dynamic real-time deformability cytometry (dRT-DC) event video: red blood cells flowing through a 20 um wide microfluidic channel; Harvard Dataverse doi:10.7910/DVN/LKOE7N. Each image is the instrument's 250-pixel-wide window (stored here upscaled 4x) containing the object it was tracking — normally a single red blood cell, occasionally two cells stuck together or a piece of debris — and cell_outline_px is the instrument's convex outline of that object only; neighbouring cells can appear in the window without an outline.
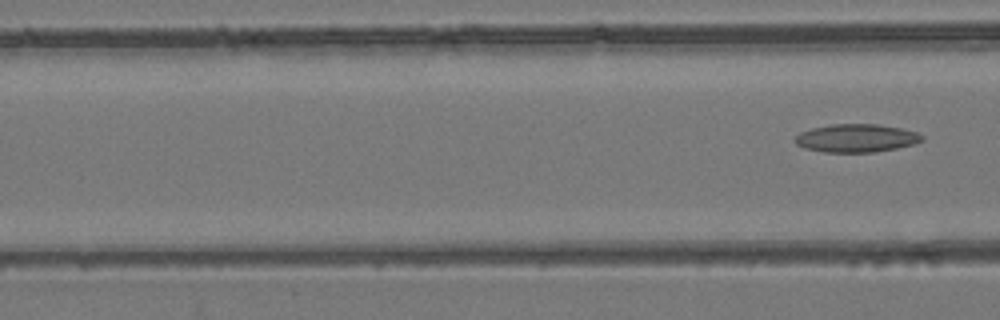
{"species": "common noctule bat (a hibernating species)", "species_latin": "Nyctalus noctula", "temperature_condition": "room temperature", "stored_images_in_passage": 6, "camera_frame_rate_fps": 3000, "um_per_image_px": 0.085, "animal": {"sex": "female", "body_mass_g": 24.6, "forearm_length_mm": 56.2}, "frame": {"image": 1, "passage_image": 6, "time_ms": 7.0, "image_size_px": [1000, 320], "cell_outline_px": [[924, 140], [912, 144], [896, 148], [876, 152], [824, 152], [804, 148], [796, 144], [792, 140], [800, 132], [812, 128], [828, 124], [876, 124], [900, 128], [916, 132], [924, 136]], "centroid_in_image_um": [72.75, 11.74], "position_along_channel_um": 93.9, "area_um2": 20.87}}